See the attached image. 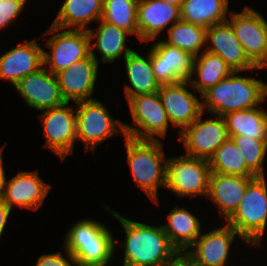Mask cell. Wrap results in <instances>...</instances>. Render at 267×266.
<instances>
[{"mask_svg":"<svg viewBox=\"0 0 267 266\" xmlns=\"http://www.w3.org/2000/svg\"><path fill=\"white\" fill-rule=\"evenodd\" d=\"M121 223L125 231V241L116 243L124 247L123 266H176L182 256L172 246L161 226H151L122 217L104 205Z\"/></svg>","mask_w":267,"mask_h":266,"instance_id":"obj_1","label":"cell"},{"mask_svg":"<svg viewBox=\"0 0 267 266\" xmlns=\"http://www.w3.org/2000/svg\"><path fill=\"white\" fill-rule=\"evenodd\" d=\"M239 73L232 72L201 95L203 112L207 110L212 115L225 116L233 111L260 106L267 97V83Z\"/></svg>","mask_w":267,"mask_h":266,"instance_id":"obj_2","label":"cell"},{"mask_svg":"<svg viewBox=\"0 0 267 266\" xmlns=\"http://www.w3.org/2000/svg\"><path fill=\"white\" fill-rule=\"evenodd\" d=\"M64 238L63 247L72 254L77 266H107L117 249L107 226L90 218L73 223Z\"/></svg>","mask_w":267,"mask_h":266,"instance_id":"obj_3","label":"cell"},{"mask_svg":"<svg viewBox=\"0 0 267 266\" xmlns=\"http://www.w3.org/2000/svg\"><path fill=\"white\" fill-rule=\"evenodd\" d=\"M127 163L136 184L153 203L159 204L158 189L166 186L167 158L163 142L124 136Z\"/></svg>","mask_w":267,"mask_h":266,"instance_id":"obj_4","label":"cell"},{"mask_svg":"<svg viewBox=\"0 0 267 266\" xmlns=\"http://www.w3.org/2000/svg\"><path fill=\"white\" fill-rule=\"evenodd\" d=\"M226 222L240 234L246 243L260 246L267 228L265 176H257L248 184L238 209Z\"/></svg>","mask_w":267,"mask_h":266,"instance_id":"obj_5","label":"cell"},{"mask_svg":"<svg viewBox=\"0 0 267 266\" xmlns=\"http://www.w3.org/2000/svg\"><path fill=\"white\" fill-rule=\"evenodd\" d=\"M127 102L133 124L136 126L123 123L127 137L137 140H159L158 136L166 137L171 122L158 92L137 95Z\"/></svg>","mask_w":267,"mask_h":266,"instance_id":"obj_6","label":"cell"},{"mask_svg":"<svg viewBox=\"0 0 267 266\" xmlns=\"http://www.w3.org/2000/svg\"><path fill=\"white\" fill-rule=\"evenodd\" d=\"M77 140L82 141L86 151L95 152L102 141L125 135L123 123L111 117L108 109L97 99L75 103Z\"/></svg>","mask_w":267,"mask_h":266,"instance_id":"obj_7","label":"cell"},{"mask_svg":"<svg viewBox=\"0 0 267 266\" xmlns=\"http://www.w3.org/2000/svg\"><path fill=\"white\" fill-rule=\"evenodd\" d=\"M209 161L188 155L168 157L165 189L180 197L205 196L209 190Z\"/></svg>","mask_w":267,"mask_h":266,"instance_id":"obj_8","label":"cell"},{"mask_svg":"<svg viewBox=\"0 0 267 266\" xmlns=\"http://www.w3.org/2000/svg\"><path fill=\"white\" fill-rule=\"evenodd\" d=\"M47 34H53V36L46 42L50 53L44 50L43 60L44 67L52 74L68 68L90 54L87 30L61 29L51 25L42 36Z\"/></svg>","mask_w":267,"mask_h":266,"instance_id":"obj_9","label":"cell"},{"mask_svg":"<svg viewBox=\"0 0 267 266\" xmlns=\"http://www.w3.org/2000/svg\"><path fill=\"white\" fill-rule=\"evenodd\" d=\"M235 35L248 59L258 68L267 69V21L258 11L245 6L241 12L230 11Z\"/></svg>","mask_w":267,"mask_h":266,"instance_id":"obj_10","label":"cell"},{"mask_svg":"<svg viewBox=\"0 0 267 266\" xmlns=\"http://www.w3.org/2000/svg\"><path fill=\"white\" fill-rule=\"evenodd\" d=\"M70 103L41 111L40 120L43 127L45 143L43 147L52 150L62 161L72 154L77 140L76 107Z\"/></svg>","mask_w":267,"mask_h":266,"instance_id":"obj_11","label":"cell"},{"mask_svg":"<svg viewBox=\"0 0 267 266\" xmlns=\"http://www.w3.org/2000/svg\"><path fill=\"white\" fill-rule=\"evenodd\" d=\"M202 112L199 117L179 134L178 140L182 141L186 155L208 160L217 148L229 138L226 122L223 116L202 121Z\"/></svg>","mask_w":267,"mask_h":266,"instance_id":"obj_12","label":"cell"},{"mask_svg":"<svg viewBox=\"0 0 267 266\" xmlns=\"http://www.w3.org/2000/svg\"><path fill=\"white\" fill-rule=\"evenodd\" d=\"M236 235L243 239L228 223L207 233H201L189 250L182 255V261L188 266H227L231 243Z\"/></svg>","mask_w":267,"mask_h":266,"instance_id":"obj_13","label":"cell"},{"mask_svg":"<svg viewBox=\"0 0 267 266\" xmlns=\"http://www.w3.org/2000/svg\"><path fill=\"white\" fill-rule=\"evenodd\" d=\"M194 56L190 53L156 41L151 47V64L156 81L160 85L189 80L193 71Z\"/></svg>","mask_w":267,"mask_h":266,"instance_id":"obj_14","label":"cell"},{"mask_svg":"<svg viewBox=\"0 0 267 266\" xmlns=\"http://www.w3.org/2000/svg\"><path fill=\"white\" fill-rule=\"evenodd\" d=\"M189 80L175 84L160 85L158 93L171 125L179 128V133L192 124L202 111L200 101L191 91Z\"/></svg>","mask_w":267,"mask_h":266,"instance_id":"obj_15","label":"cell"},{"mask_svg":"<svg viewBox=\"0 0 267 266\" xmlns=\"http://www.w3.org/2000/svg\"><path fill=\"white\" fill-rule=\"evenodd\" d=\"M14 87L28 107L39 111L55 108L66 103L56 75L45 67L22 78Z\"/></svg>","mask_w":267,"mask_h":266,"instance_id":"obj_16","label":"cell"},{"mask_svg":"<svg viewBox=\"0 0 267 266\" xmlns=\"http://www.w3.org/2000/svg\"><path fill=\"white\" fill-rule=\"evenodd\" d=\"M99 63L89 54L68 68L56 73L58 84L66 102L74 103L93 100Z\"/></svg>","mask_w":267,"mask_h":266,"instance_id":"obj_17","label":"cell"},{"mask_svg":"<svg viewBox=\"0 0 267 266\" xmlns=\"http://www.w3.org/2000/svg\"><path fill=\"white\" fill-rule=\"evenodd\" d=\"M50 189L51 185L41 179L38 170L20 171L10 180H5L1 197L11 209L19 206L38 210Z\"/></svg>","mask_w":267,"mask_h":266,"instance_id":"obj_18","label":"cell"},{"mask_svg":"<svg viewBox=\"0 0 267 266\" xmlns=\"http://www.w3.org/2000/svg\"><path fill=\"white\" fill-rule=\"evenodd\" d=\"M208 42H210L208 45ZM206 51L219 55L234 71H254L256 67L247 57L242 44L228 21L210 26L206 30Z\"/></svg>","mask_w":267,"mask_h":266,"instance_id":"obj_19","label":"cell"},{"mask_svg":"<svg viewBox=\"0 0 267 266\" xmlns=\"http://www.w3.org/2000/svg\"><path fill=\"white\" fill-rule=\"evenodd\" d=\"M43 48L37 40H25L19 46L0 56V80H9L15 86L22 78L44 67Z\"/></svg>","mask_w":267,"mask_h":266,"instance_id":"obj_20","label":"cell"},{"mask_svg":"<svg viewBox=\"0 0 267 266\" xmlns=\"http://www.w3.org/2000/svg\"><path fill=\"white\" fill-rule=\"evenodd\" d=\"M181 19L180 8L162 0H139L137 5V27L139 40L155 41L168 25ZM171 23V24H170Z\"/></svg>","mask_w":267,"mask_h":266,"instance_id":"obj_21","label":"cell"},{"mask_svg":"<svg viewBox=\"0 0 267 266\" xmlns=\"http://www.w3.org/2000/svg\"><path fill=\"white\" fill-rule=\"evenodd\" d=\"M255 177H240L211 172L207 198L217 206L227 221L238 209L248 184Z\"/></svg>","mask_w":267,"mask_h":266,"instance_id":"obj_22","label":"cell"},{"mask_svg":"<svg viewBox=\"0 0 267 266\" xmlns=\"http://www.w3.org/2000/svg\"><path fill=\"white\" fill-rule=\"evenodd\" d=\"M98 22L100 25L96 31L92 28L87 30L90 40V54L93 58L99 63L94 49L98 50V53L101 55V62L103 63H113L122 54L123 59L127 57L133 51L126 46V39L131 34L118 28L115 24L103 21L102 19ZM93 40L97 41L92 43Z\"/></svg>","mask_w":267,"mask_h":266,"instance_id":"obj_23","label":"cell"},{"mask_svg":"<svg viewBox=\"0 0 267 266\" xmlns=\"http://www.w3.org/2000/svg\"><path fill=\"white\" fill-rule=\"evenodd\" d=\"M168 222L162 225L172 246L182 256L201 234V222L184 207L175 206L167 215Z\"/></svg>","mask_w":267,"mask_h":266,"instance_id":"obj_24","label":"cell"},{"mask_svg":"<svg viewBox=\"0 0 267 266\" xmlns=\"http://www.w3.org/2000/svg\"><path fill=\"white\" fill-rule=\"evenodd\" d=\"M128 83L125 85L127 101L134 96L158 92L160 84L156 81L151 64V49L144 57L134 50L123 59Z\"/></svg>","mask_w":267,"mask_h":266,"instance_id":"obj_25","label":"cell"},{"mask_svg":"<svg viewBox=\"0 0 267 266\" xmlns=\"http://www.w3.org/2000/svg\"><path fill=\"white\" fill-rule=\"evenodd\" d=\"M103 0H64L53 26L61 29L88 30V24L99 21Z\"/></svg>","mask_w":267,"mask_h":266,"instance_id":"obj_26","label":"cell"},{"mask_svg":"<svg viewBox=\"0 0 267 266\" xmlns=\"http://www.w3.org/2000/svg\"><path fill=\"white\" fill-rule=\"evenodd\" d=\"M232 72L231 68L219 55L202 50L200 55L194 57L193 71L189 79L191 89L194 87V92L196 90L202 95L222 79L227 78Z\"/></svg>","mask_w":267,"mask_h":266,"instance_id":"obj_27","label":"cell"},{"mask_svg":"<svg viewBox=\"0 0 267 266\" xmlns=\"http://www.w3.org/2000/svg\"><path fill=\"white\" fill-rule=\"evenodd\" d=\"M259 107L233 111L223 116L229 138L247 136L267 140V113Z\"/></svg>","mask_w":267,"mask_h":266,"instance_id":"obj_28","label":"cell"},{"mask_svg":"<svg viewBox=\"0 0 267 266\" xmlns=\"http://www.w3.org/2000/svg\"><path fill=\"white\" fill-rule=\"evenodd\" d=\"M228 7L226 0H185L180 9L181 19L208 28L227 21Z\"/></svg>","mask_w":267,"mask_h":266,"instance_id":"obj_29","label":"cell"},{"mask_svg":"<svg viewBox=\"0 0 267 266\" xmlns=\"http://www.w3.org/2000/svg\"><path fill=\"white\" fill-rule=\"evenodd\" d=\"M211 172L240 177H257L245 164L232 138L224 141L209 159Z\"/></svg>","mask_w":267,"mask_h":266,"instance_id":"obj_30","label":"cell"},{"mask_svg":"<svg viewBox=\"0 0 267 266\" xmlns=\"http://www.w3.org/2000/svg\"><path fill=\"white\" fill-rule=\"evenodd\" d=\"M206 27L180 19L167 29L168 37L163 41L196 57L206 45Z\"/></svg>","mask_w":267,"mask_h":266,"instance_id":"obj_31","label":"cell"},{"mask_svg":"<svg viewBox=\"0 0 267 266\" xmlns=\"http://www.w3.org/2000/svg\"><path fill=\"white\" fill-rule=\"evenodd\" d=\"M139 0H103V21L115 24L131 35H137V5Z\"/></svg>","mask_w":267,"mask_h":266,"instance_id":"obj_32","label":"cell"},{"mask_svg":"<svg viewBox=\"0 0 267 266\" xmlns=\"http://www.w3.org/2000/svg\"><path fill=\"white\" fill-rule=\"evenodd\" d=\"M246 166L256 175L265 176L264 159L267 154V140L249 138L247 136H233Z\"/></svg>","mask_w":267,"mask_h":266,"instance_id":"obj_33","label":"cell"},{"mask_svg":"<svg viewBox=\"0 0 267 266\" xmlns=\"http://www.w3.org/2000/svg\"><path fill=\"white\" fill-rule=\"evenodd\" d=\"M28 0H0V30L17 20Z\"/></svg>","mask_w":267,"mask_h":266,"instance_id":"obj_34","label":"cell"},{"mask_svg":"<svg viewBox=\"0 0 267 266\" xmlns=\"http://www.w3.org/2000/svg\"><path fill=\"white\" fill-rule=\"evenodd\" d=\"M64 251L66 257L61 252L40 255L35 266H77L72 254L67 249Z\"/></svg>","mask_w":267,"mask_h":266,"instance_id":"obj_35","label":"cell"},{"mask_svg":"<svg viewBox=\"0 0 267 266\" xmlns=\"http://www.w3.org/2000/svg\"><path fill=\"white\" fill-rule=\"evenodd\" d=\"M11 208L4 202L3 198L0 196V238L5 229L8 217L11 214Z\"/></svg>","mask_w":267,"mask_h":266,"instance_id":"obj_36","label":"cell"},{"mask_svg":"<svg viewBox=\"0 0 267 266\" xmlns=\"http://www.w3.org/2000/svg\"><path fill=\"white\" fill-rule=\"evenodd\" d=\"M3 150L4 146L0 148V196H2L5 180L7 178L3 167Z\"/></svg>","mask_w":267,"mask_h":266,"instance_id":"obj_37","label":"cell"},{"mask_svg":"<svg viewBox=\"0 0 267 266\" xmlns=\"http://www.w3.org/2000/svg\"><path fill=\"white\" fill-rule=\"evenodd\" d=\"M162 1H165L166 3L173 5V6H177L181 9L183 2L185 0H162Z\"/></svg>","mask_w":267,"mask_h":266,"instance_id":"obj_38","label":"cell"},{"mask_svg":"<svg viewBox=\"0 0 267 266\" xmlns=\"http://www.w3.org/2000/svg\"><path fill=\"white\" fill-rule=\"evenodd\" d=\"M176 266H188V265L181 260Z\"/></svg>","mask_w":267,"mask_h":266,"instance_id":"obj_39","label":"cell"}]
</instances>
